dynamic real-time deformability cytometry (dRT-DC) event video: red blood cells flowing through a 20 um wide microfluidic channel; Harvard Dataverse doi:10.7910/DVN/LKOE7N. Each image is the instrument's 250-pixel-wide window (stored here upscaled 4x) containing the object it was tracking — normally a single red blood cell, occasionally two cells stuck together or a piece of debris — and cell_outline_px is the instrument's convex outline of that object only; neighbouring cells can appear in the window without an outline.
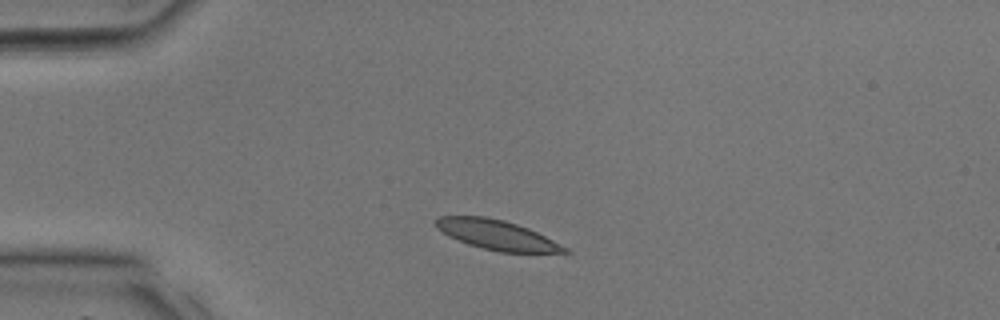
{"species": "common noctule bat (a hibernating species)", "species_latin": "Nyctalus noctula", "temperature_condition": "room temperature", "stored_images_in_passage": 13, "camera_frame_rate_fps": 3000, "um_per_image_px": 0.085, "animal": {"sex": "male", "body_mass_g": 17.9, "forearm_length_mm": 54.2}, "frame": {"image": 1, "passage_image": 1, "time_ms": 0.0, "image_size_px": [1000, 320], "cell_outline_px": [[572, 252], [500, 252], [468, 244], [448, 236], [436, 228], [432, 220], [440, 216], [484, 216], [504, 220], [528, 228], [568, 248]], "centroid_in_image_um": [42.16, 19.95], "position_along_channel_um": 42.8, "area_um2": 22.08}}
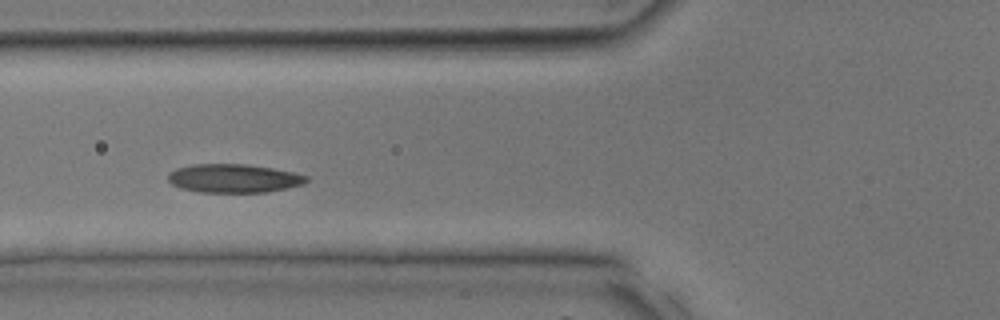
{"frame": {"image": 2, "passage_image": 6, "time_ms": 1.667, "image_size_px": [1000, 320], "cell_outline_px": [[308, 180], [304, 184], [288, 188], [268, 192], [200, 192], [180, 188], [172, 184], [168, 180], [168, 172], [176, 168], [192, 164], [248, 164], [272, 168], [292, 172], [308, 176]], "centroid_in_image_um": [19.86, 15.16], "position_along_channel_um": 105.9, "area_um2": 23.18}}